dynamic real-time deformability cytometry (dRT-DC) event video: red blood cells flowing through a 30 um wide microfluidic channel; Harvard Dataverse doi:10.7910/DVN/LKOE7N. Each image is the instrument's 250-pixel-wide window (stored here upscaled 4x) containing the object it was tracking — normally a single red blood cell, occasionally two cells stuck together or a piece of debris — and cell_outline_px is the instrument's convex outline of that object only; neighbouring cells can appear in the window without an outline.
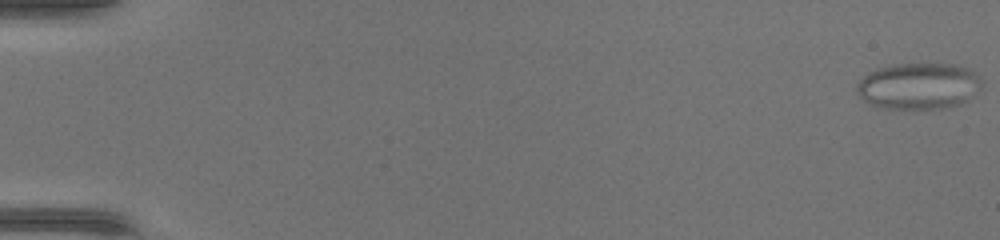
{"species": "common noctule bat (a hibernating species)", "species_latin": "Nyctalus noctula", "temperature_condition": "warm", "stored_images_in_passage": 48, "camera_frame_rate_fps": 3000, "um_per_image_px": 0.085, "animal": {"sex": "female", "body_mass_g": 17.0, "forearm_length_mm": 48.0}, "frame": {"image": 1, "passage_image": 1, "time_ms": 0.0, "image_size_px": [1000, 240], "cell_outline_px": [[984, 80], [980, 88], [960, 104], [944, 108], [884, 108], [872, 104], [864, 100], [856, 92], [856, 84], [868, 72], [876, 68], [892, 64], [952, 64], [964, 68], [980, 76]], "centroid_in_image_um": [78.05, 7.3], "position_along_channel_um": 6.9, "area_um2": 33.52}}
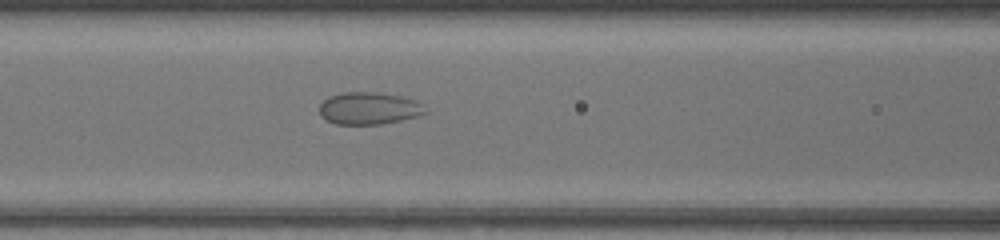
{"frame": {"image": 2, "passage_image": 22, "time_ms": 7.0, "image_size_px": [1000, 240], "cell_outline_px": [[428, 112], [416, 116], [400, 120], [380, 124], [336, 124], [320, 116], [320, 104], [328, 96], [344, 92], [376, 92], [400, 96], [416, 100]], "centroid_in_image_um": [31.33, 9.2], "position_along_channel_um": 135.3, "area_um2": 19.71}}
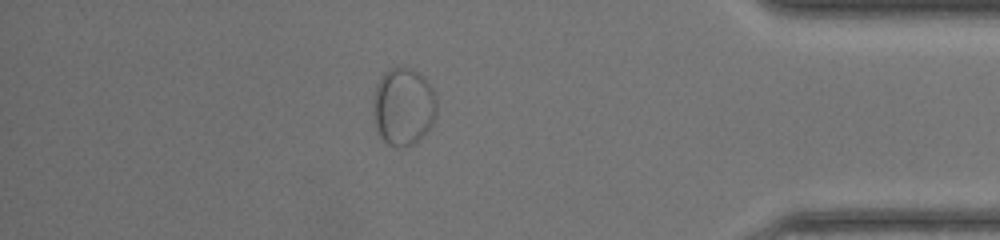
{"frame": {"image": 3, "passage_image": 42, "time_ms": 13.667, "image_size_px": [1000, 240], "cell_outline_px": [[436, 116], [428, 132], [416, 144], [400, 148], [396, 148], [388, 144], [380, 136], [376, 128], [372, 116], [372, 96], [376, 84], [384, 72], [400, 64], [412, 68], [424, 76], [432, 88], [436, 96]], "centroid_in_image_um": [34.27, 9.06], "position_along_channel_um": 400.9, "area_um2": 29.82}}